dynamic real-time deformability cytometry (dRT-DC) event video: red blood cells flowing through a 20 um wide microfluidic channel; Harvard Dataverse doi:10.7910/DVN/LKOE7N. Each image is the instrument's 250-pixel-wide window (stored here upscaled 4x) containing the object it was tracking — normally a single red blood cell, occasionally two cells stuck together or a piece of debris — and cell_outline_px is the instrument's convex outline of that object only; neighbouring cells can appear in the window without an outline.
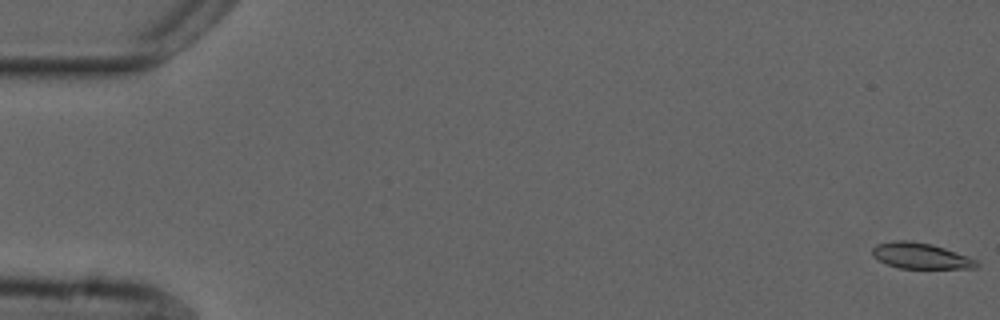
{"species": "common noctule bat (a hibernating species)", "species_latin": "Nyctalus noctula", "temperature_condition": "cold", "stored_images_in_passage": 55, "camera_frame_rate_fps": 3000, "um_per_image_px": 0.085, "animal": {"sex": "male", "forearm_length_mm": 52.5}, "frame": {"image": 1, "passage_image": 1, "time_ms": 0.0, "image_size_px": [1000, 320], "cell_outline_px": [[980, 264], [976, 268], [900, 268], [888, 264], [872, 256], [872, 248], [876, 244], [896, 240], [908, 240], [932, 244], [968, 256], [976, 260]], "centroid_in_image_um": [78.25, 21.74], "position_along_channel_um": 6.7, "area_um2": 15.61}}
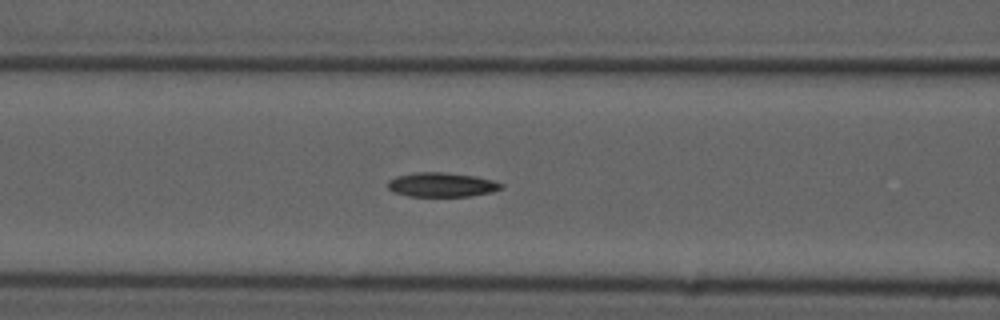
{"frame": {"image": 2, "passage_image": 23, "time_ms": 7.333, "image_size_px": [1000, 320], "cell_outline_px": [[504, 188], [492, 192], [472, 196], [408, 196], [392, 192], [388, 188], [388, 180], [396, 176], [416, 172], [444, 172], [476, 176], [492, 180], [504, 184]], "centroid_in_image_um": [37.56, 15.7], "position_along_channel_um": 129.0, "area_um2": 16.24}}
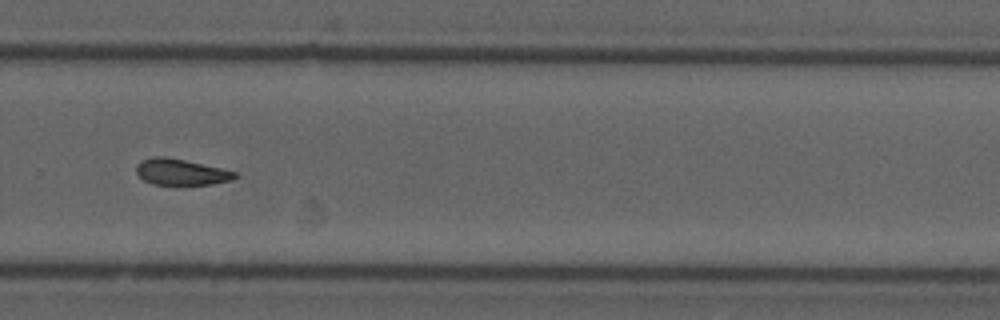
{"frame": {"image": 3, "passage_image": 38, "time_ms": 12.333, "image_size_px": [1000, 320], "cell_outline_px": [[236, 176], [232, 180], [212, 184], [152, 184], [144, 180], [136, 172], [136, 164], [140, 160], [152, 156], [164, 156], [184, 160], [220, 168], [236, 172]], "centroid_in_image_um": [15.33, 14.61], "position_along_channel_um": 314.5, "area_um2": 14.85}, "authors_computed_cell_mechanics": {"area_um2": 15.895, "velocity_mm_per_s": 3.7174, "shape_relaxation_time_tau1_ms": 6.5614, "shape_relaxation_time_tau2_ms": null, "deformation_change_tau1": 0.1308, "deformation_change_tau2": null}}